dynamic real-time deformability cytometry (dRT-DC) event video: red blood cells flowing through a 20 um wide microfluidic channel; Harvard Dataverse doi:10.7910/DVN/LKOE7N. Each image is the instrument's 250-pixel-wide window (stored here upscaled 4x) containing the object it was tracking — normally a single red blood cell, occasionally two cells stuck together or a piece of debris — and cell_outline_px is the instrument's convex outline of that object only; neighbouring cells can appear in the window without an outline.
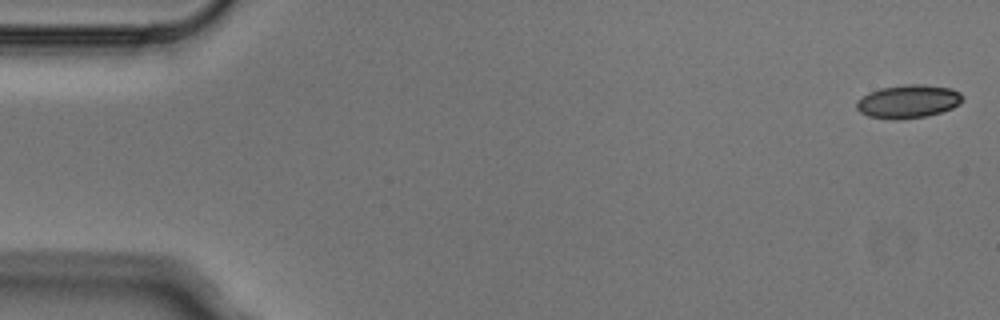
{"species": "Egyptian fruit bat (a non-hibernating species)", "species_latin": "Rousettus aegyptiacus", "temperature_condition": "cold", "stored_images_in_passage": 3, "camera_frame_rate_fps": 3000, "um_per_image_px": 0.085, "animal": {"sex": "male"}, "frame": {"image": 1, "passage_image": 1, "time_ms": 0.0, "image_size_px": [1000, 320], "cell_outline_px": [[964, 100], [960, 104], [952, 108], [928, 116], [900, 120], [892, 120], [868, 116], [860, 112], [856, 108], [856, 100], [868, 92], [880, 88], [904, 84], [924, 84], [952, 88], [960, 92], [964, 96]], "centroid_in_image_um": [77.2, 8.62], "position_along_channel_um": 7.8, "area_um2": 21.04}}
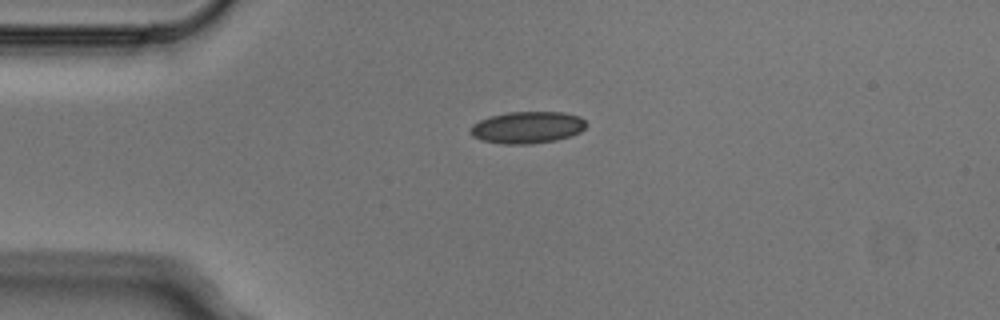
{"frame": {"image": 2, "passage_image": 2, "time_ms": 0.333, "image_size_px": [1000, 320], "cell_outline_px": [[588, 124], [580, 132], [572, 136], [556, 140], [528, 144], [504, 144], [484, 140], [472, 136], [468, 132], [472, 124], [488, 116], [508, 112], [564, 112], [580, 116]], "centroid_in_image_um": [44.82, 10.82], "position_along_channel_um": 40.2, "area_um2": 21.68}}